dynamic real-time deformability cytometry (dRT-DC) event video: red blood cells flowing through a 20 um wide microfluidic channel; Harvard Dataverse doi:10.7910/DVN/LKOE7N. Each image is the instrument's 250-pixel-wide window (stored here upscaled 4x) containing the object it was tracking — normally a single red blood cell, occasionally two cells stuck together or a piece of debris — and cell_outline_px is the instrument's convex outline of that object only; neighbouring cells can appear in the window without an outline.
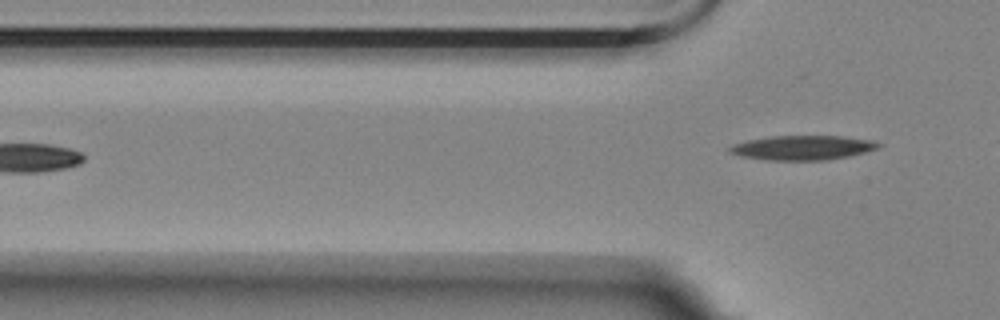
{"species": "Egyptian fruit bat (a non-hibernating species)", "species_latin": "Rousettus aegyptiacus", "temperature_condition": "room temperature", "stored_images_in_passage": 4, "camera_frame_rate_fps": 3000, "um_per_image_px": 0.085, "animal": {"sex": "female"}, "frame": {"image": 1, "passage_image": 4, "time_ms": 1.0, "image_size_px": [1000, 320], "cell_outline_px": [[884, 144], [880, 148], [848, 156], [828, 160], [764, 160], [740, 156], [728, 152], [728, 148], [732, 144], [748, 140], [772, 136], [840, 136], [872, 140]], "centroid_in_image_um": [68.22, 12.56], "position_along_channel_um": 57.6, "area_um2": 21.33}}